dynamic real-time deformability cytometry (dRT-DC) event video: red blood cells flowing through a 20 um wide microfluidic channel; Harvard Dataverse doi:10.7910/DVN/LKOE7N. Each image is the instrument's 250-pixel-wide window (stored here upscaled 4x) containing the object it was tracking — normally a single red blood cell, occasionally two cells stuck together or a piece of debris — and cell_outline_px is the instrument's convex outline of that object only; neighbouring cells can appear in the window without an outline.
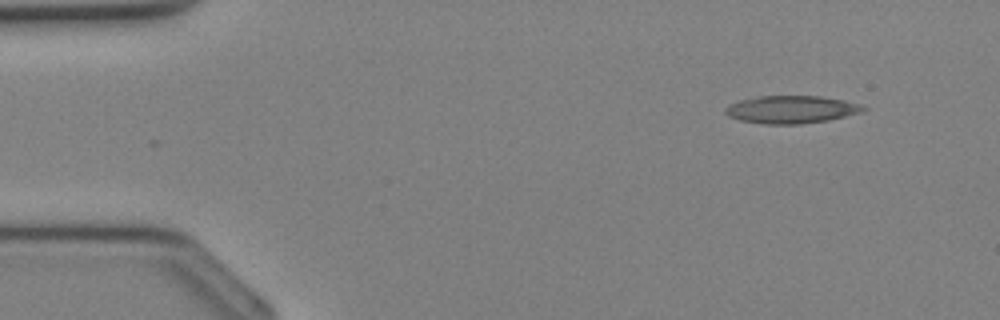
{"species": "Egyptian fruit bat (a non-hibernating species)", "species_latin": "Rousettus aegyptiacus", "temperature_condition": "cold", "stored_images_in_passage": 32, "camera_frame_rate_fps": 3000, "um_per_image_px": 0.085, "animal": {"sex": "female"}, "frame": {"image": 1, "passage_image": 1, "time_ms": 0.0, "image_size_px": [1000, 320], "cell_outline_px": [[868, 108], [864, 112], [828, 120], [800, 124], [764, 124], [740, 120], [728, 116], [724, 112], [724, 108], [728, 104], [740, 100], [760, 96], [820, 96], [844, 100], [860, 104]], "centroid_in_image_um": [67.26, 9.31], "position_along_channel_um": 17.7, "area_um2": 22.37}}
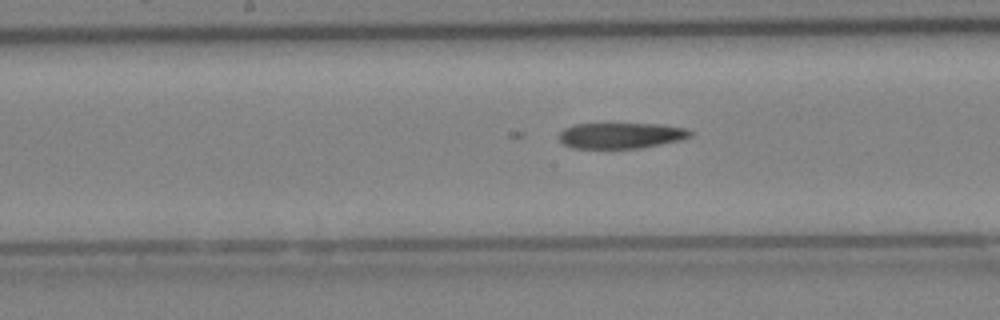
{"frame": {"image": 2, "passage_image": 15, "time_ms": 4.667, "image_size_px": [1000, 320], "cell_outline_px": [[692, 136], [680, 140], [640, 148], [572, 148], [564, 144], [560, 140], [560, 132], [564, 128], [572, 124], [660, 124], [684, 128], [692, 132]], "centroid_in_image_um": [52.77, 11.52], "position_along_channel_um": 195.4, "area_um2": 19.59}}
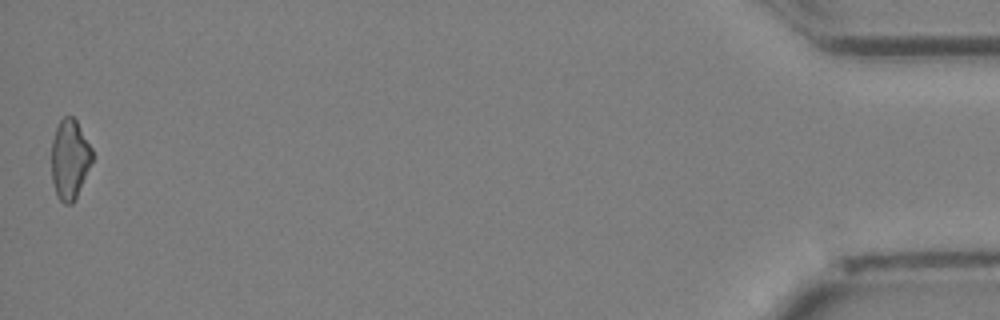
{"frame": {"image": 3, "passage_image": 32, "time_ms": 10.333, "image_size_px": [1000, 320], "cell_outline_px": [[92, 160], [76, 196], [72, 204], [64, 204], [60, 200], [56, 192], [52, 180], [52, 140], [56, 128], [60, 120], [64, 116], [72, 116], [76, 120], [92, 148]], "centroid_in_image_um": [5.92, 13.51], "position_along_channel_um": 429.3, "area_um2": 18.55}}